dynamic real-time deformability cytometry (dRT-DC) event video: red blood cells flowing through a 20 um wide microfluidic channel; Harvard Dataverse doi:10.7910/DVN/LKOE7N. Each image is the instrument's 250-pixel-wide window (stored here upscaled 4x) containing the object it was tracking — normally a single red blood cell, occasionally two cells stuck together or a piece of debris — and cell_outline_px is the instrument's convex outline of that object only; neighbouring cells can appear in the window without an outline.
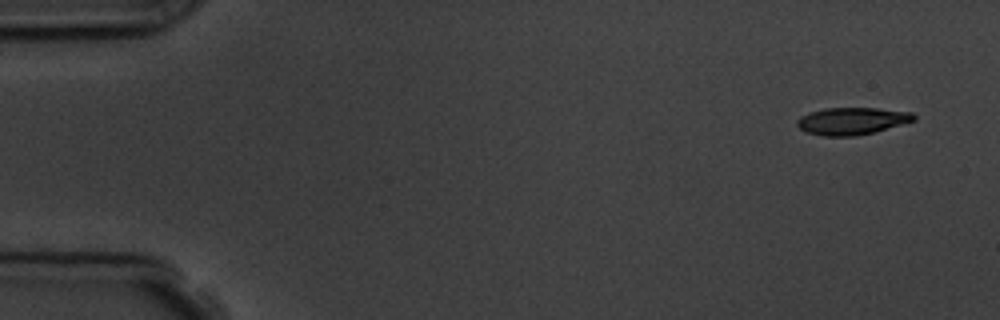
{"species": "common noctule bat (a hibernating species)", "species_latin": "Nyctalus noctula", "temperature_condition": "room temperature", "stored_images_in_passage": 4, "camera_frame_rate_fps": 3000, "um_per_image_px": 0.085, "animal": {"sex": "male", "body_mass_g": 19.5, "forearm_length_mm": 54.6}, "frame": {"image": 1, "passage_image": 1, "time_ms": 0.0, "image_size_px": [1000, 320], "cell_outline_px": [[916, 120], [876, 132], [856, 136], [824, 136], [804, 132], [796, 124], [796, 120], [800, 116], [808, 112], [824, 108], [876, 108], [912, 112], [916, 116]], "centroid_in_image_um": [72.4, 10.29], "position_along_channel_um": 12.6, "area_um2": 18.79}}
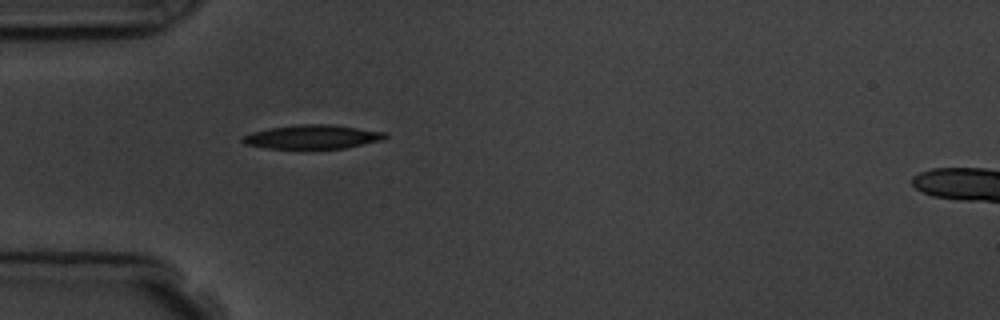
{"frame": {"image": 2, "passage_image": 4, "time_ms": 4.333, "image_size_px": [1000, 320], "cell_outline_px": [[388, 136], [384, 140], [344, 148], [268, 148], [244, 144], [240, 140], [244, 136], [252, 132], [272, 128], [300, 124], [332, 124], [388, 132]], "centroid_in_image_um": [26.63, 11.62], "position_along_channel_um": 58.4, "area_um2": 19.83}}